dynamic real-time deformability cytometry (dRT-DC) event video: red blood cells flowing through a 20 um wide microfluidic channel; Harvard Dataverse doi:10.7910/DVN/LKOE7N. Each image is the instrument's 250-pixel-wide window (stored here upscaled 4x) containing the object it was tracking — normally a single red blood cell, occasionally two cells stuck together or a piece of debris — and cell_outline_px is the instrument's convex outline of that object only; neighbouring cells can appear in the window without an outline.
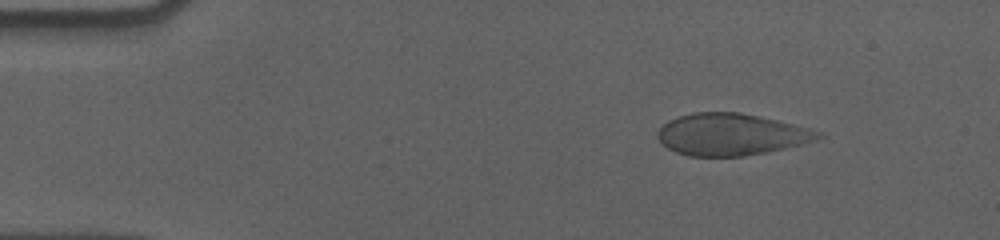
{"species": "human", "species_latin": "Homo sapiens", "temperature_condition": "cold", "stored_images_in_passage": 56, "camera_frame_rate_fps": 3000, "um_per_image_px": 0.085, "donor": {"sex": "male"}, "frame": {"image": 1, "passage_image": 7, "time_ms": 2.0, "image_size_px": [1000, 240], "cell_outline_px": [[824, 136], [816, 140], [784, 148], [764, 152], [740, 156], [688, 156], [676, 152], [668, 148], [656, 136], [660, 128], [668, 120], [676, 116], [692, 112], [740, 112], [776, 120], [820, 132]], "centroid_in_image_um": [62.08, 11.42], "position_along_channel_um": 22.9, "area_um2": 38.67}}
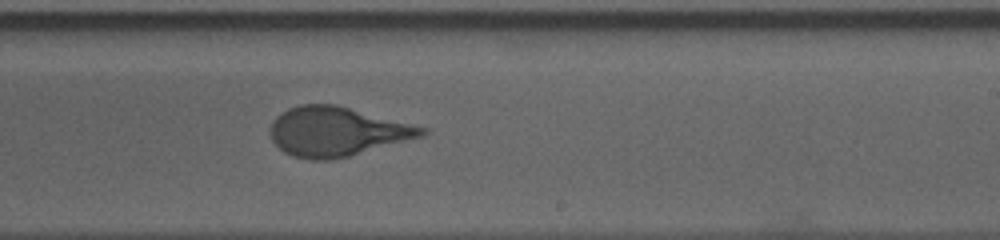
{"frame": {"image": 2, "passage_image": 34, "time_ms": 11.0, "image_size_px": [1000, 240], "cell_outline_px": [[428, 132], [424, 136], [348, 156], [328, 160], [312, 160], [292, 156], [284, 152], [272, 140], [268, 132], [272, 120], [276, 116], [288, 108], [300, 104], [336, 104], [428, 128]], "centroid_in_image_um": [28.6, 11.17], "position_along_channel_um": 260.4, "area_um2": 43.58}}
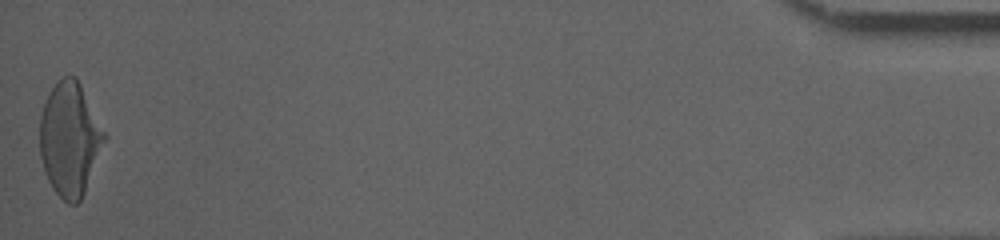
{"frame": {"image": 3, "passage_image": 56, "time_ms": 18.333, "image_size_px": [1000, 240], "cell_outline_px": [[108, 136], [84, 192], [80, 200], [76, 204], [68, 204], [52, 188], [44, 172], [40, 156], [40, 116], [44, 104], [56, 80], [64, 76], [76, 76]], "centroid_in_image_um": [5.94, 11.82], "position_along_channel_um": 429.3, "area_um2": 42.77}, "authors_computed_cell_mechanics": {"area_um2": 42.8876, "velocity_mm_per_s": 3.564, "shape_relaxation_time_tau1_ms": 4.2988, "shape_relaxation_time_tau2_ms": null, "deformation_change_tau1": 0.1736, "deformation_change_tau2": null}}